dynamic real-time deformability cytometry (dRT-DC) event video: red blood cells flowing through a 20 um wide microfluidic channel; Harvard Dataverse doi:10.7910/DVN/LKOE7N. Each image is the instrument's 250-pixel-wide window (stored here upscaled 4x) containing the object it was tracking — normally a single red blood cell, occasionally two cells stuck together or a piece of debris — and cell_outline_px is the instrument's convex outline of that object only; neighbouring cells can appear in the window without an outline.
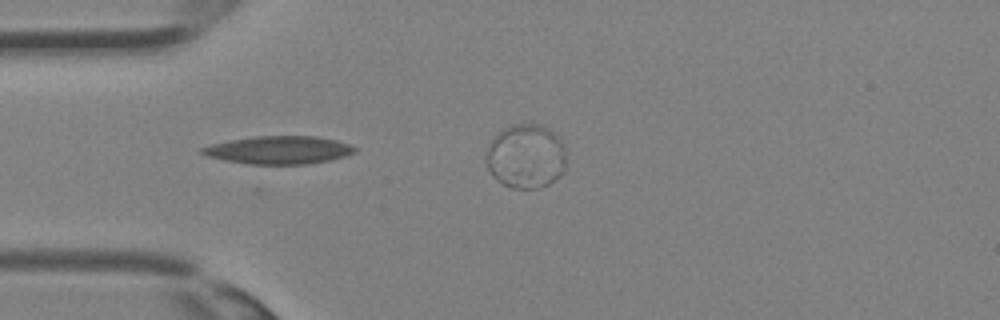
{"species": "Egyptian fruit bat (a non-hibernating species)", "species_latin": "Rousettus aegyptiacus", "temperature_condition": "room temperature", "stored_images_in_passage": 31, "camera_frame_rate_fps": 3000, "um_per_image_px": 0.085, "animal": {"sex": "female"}, "frame": {"image": 1, "passage_image": 14, "time_ms": 4.333, "image_size_px": [1000, 320], "cell_outline_px": [[360, 148], [356, 152], [332, 160], [308, 164], [248, 164], [224, 160], [208, 156], [200, 152], [200, 148], [212, 144], [228, 140], [256, 136], [316, 136], [336, 140]], "centroid_in_image_um": [23.73, 12.75], "position_along_channel_um": 61.3, "area_um2": 24.97}}
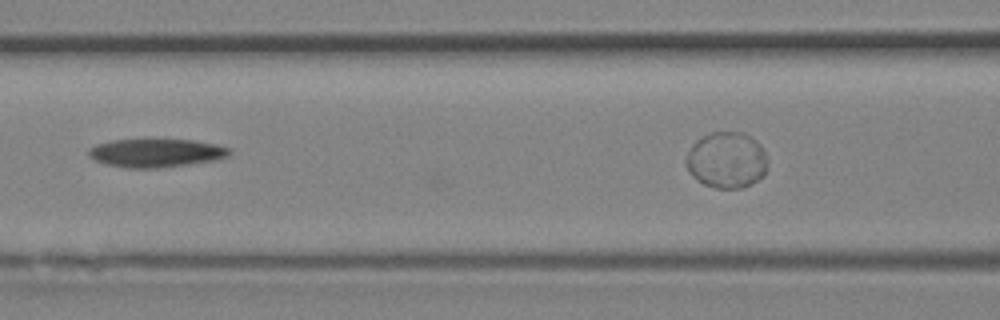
{"frame": {"image": 2, "passage_image": 19, "time_ms": 6.0, "image_size_px": [1000, 320], "cell_outline_px": [[232, 152], [228, 156], [216, 160], [160, 168], [128, 168], [104, 164], [88, 156], [88, 148], [96, 144], [112, 140], [196, 140], [216, 144], [232, 148]], "centroid_in_image_um": [13.28, 13.0], "position_along_channel_um": 153.3, "area_um2": 23.41}}
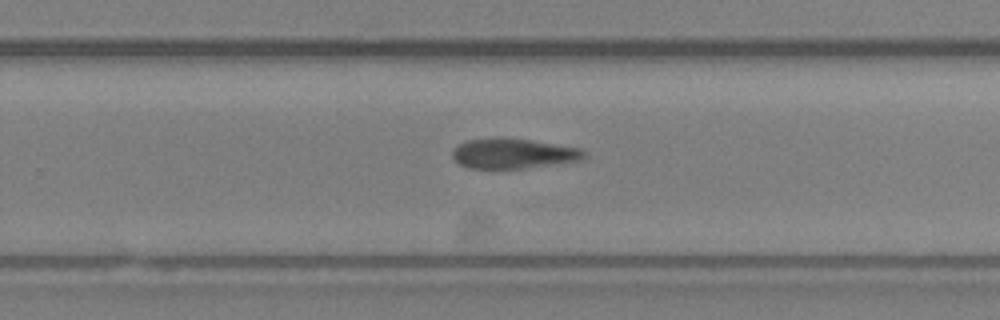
{"frame": {"image": 3, "passage_image": 26, "time_ms": 8.333, "image_size_px": [1000, 320], "cell_outline_px": [[588, 156], [584, 160], [524, 168], [468, 168], [460, 164], [452, 156], [452, 148], [468, 140], [492, 136], [504, 136], [584, 148], [588, 152]], "centroid_in_image_um": [43.69, 13.02], "position_along_channel_um": 286.1, "area_um2": 23.7}}